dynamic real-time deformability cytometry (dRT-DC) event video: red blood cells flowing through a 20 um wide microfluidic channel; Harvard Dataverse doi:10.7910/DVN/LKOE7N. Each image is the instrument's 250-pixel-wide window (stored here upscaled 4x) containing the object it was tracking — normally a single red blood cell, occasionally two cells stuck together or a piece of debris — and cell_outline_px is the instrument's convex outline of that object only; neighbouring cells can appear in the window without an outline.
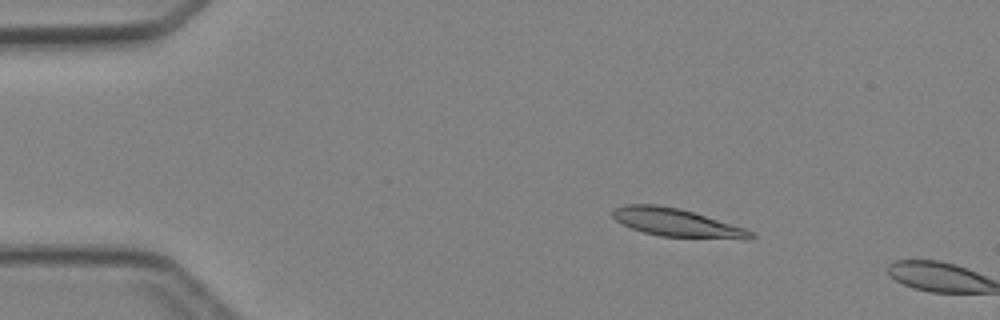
{"species": "Egyptian fruit bat (a non-hibernating species)", "species_latin": "Rousettus aegyptiacus", "temperature_condition": "cold", "stored_images_in_passage": 2, "camera_frame_rate_fps": 3000, "um_per_image_px": 0.085, "animal": {"sex": "female"}, "frame": {"image": 1, "passage_image": 1, "time_ms": 0.0, "image_size_px": [1000, 320], "cell_outline_px": [[756, 236], [752, 240], [744, 240], [660, 236], [644, 232], [632, 228], [616, 220], [612, 216], [612, 212], [616, 208], [628, 204], [656, 204], [680, 208], [744, 228], [752, 232]], "centroid_in_image_um": [57.58, 18.94], "position_along_channel_um": 27.4, "area_um2": 22.6}}